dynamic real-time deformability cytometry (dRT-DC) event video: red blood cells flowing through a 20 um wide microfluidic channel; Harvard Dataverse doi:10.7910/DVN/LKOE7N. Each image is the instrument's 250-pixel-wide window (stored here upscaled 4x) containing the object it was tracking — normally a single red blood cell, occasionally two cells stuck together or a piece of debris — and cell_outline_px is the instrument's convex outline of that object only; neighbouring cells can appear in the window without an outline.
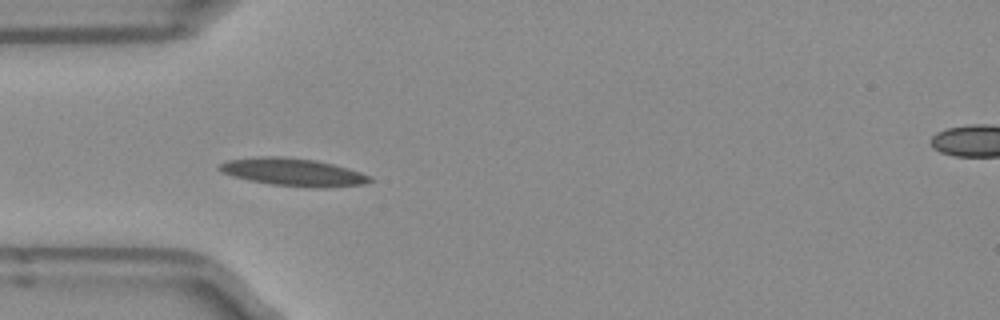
{"species": "Egyptian fruit bat (a non-hibernating species)", "species_latin": "Rousettus aegyptiacus", "temperature_condition": "room temperature", "stored_images_in_passage": 37, "camera_frame_rate_fps": 3000, "um_per_image_px": 0.085, "frame": {"image": 1, "passage_image": 1, "time_ms": 0.0, "image_size_px": [1000, 320], "cell_outline_px": [[372, 180], [364, 184], [328, 188], [308, 188], [272, 184], [232, 176], [220, 172], [220, 164], [228, 160], [256, 156], [284, 156], [316, 160], [348, 168], [372, 176]], "centroid_in_image_um": [24.95, 14.63], "position_along_channel_um": 60.1, "area_um2": 24.39}}
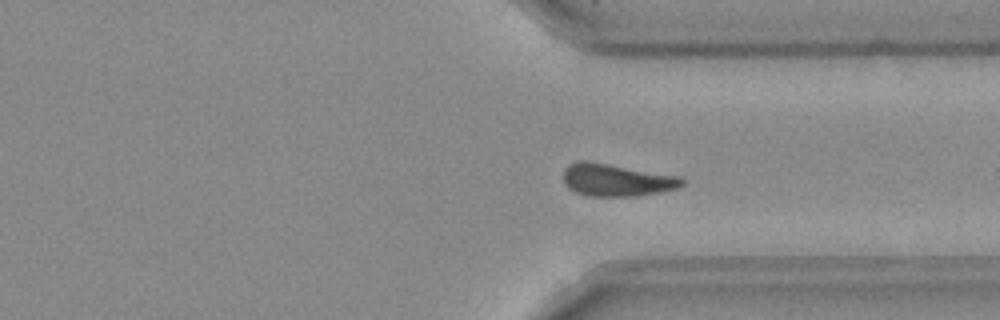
{"frame": {"image": 2, "passage_image": 24, "time_ms": 7.667, "image_size_px": [1000, 320], "cell_outline_px": [[684, 184], [676, 188], [660, 192], [636, 196], [588, 196], [576, 192], [568, 188], [564, 184], [564, 168], [568, 164], [580, 160], [584, 160], [680, 176], [684, 180]], "centroid_in_image_um": [52.37, 15.3], "position_along_channel_um": 359.0, "area_um2": 22.37}}
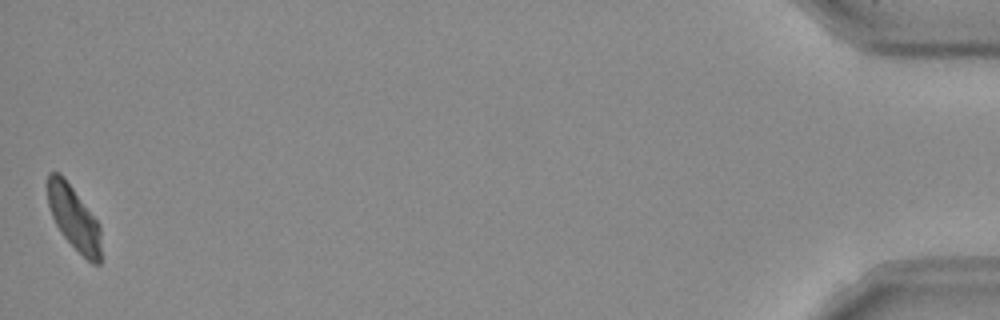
{"frame": {"image": 3, "passage_image": 37, "time_ms": 12.0, "image_size_px": [1000, 320], "cell_outline_px": [[100, 264], [92, 264], [60, 232], [52, 216], [48, 204], [48, 172], [60, 172], [64, 176], [100, 224]], "centroid_in_image_um": [6.28, 18.49], "position_along_channel_um": 428.9, "area_um2": 19.65}}